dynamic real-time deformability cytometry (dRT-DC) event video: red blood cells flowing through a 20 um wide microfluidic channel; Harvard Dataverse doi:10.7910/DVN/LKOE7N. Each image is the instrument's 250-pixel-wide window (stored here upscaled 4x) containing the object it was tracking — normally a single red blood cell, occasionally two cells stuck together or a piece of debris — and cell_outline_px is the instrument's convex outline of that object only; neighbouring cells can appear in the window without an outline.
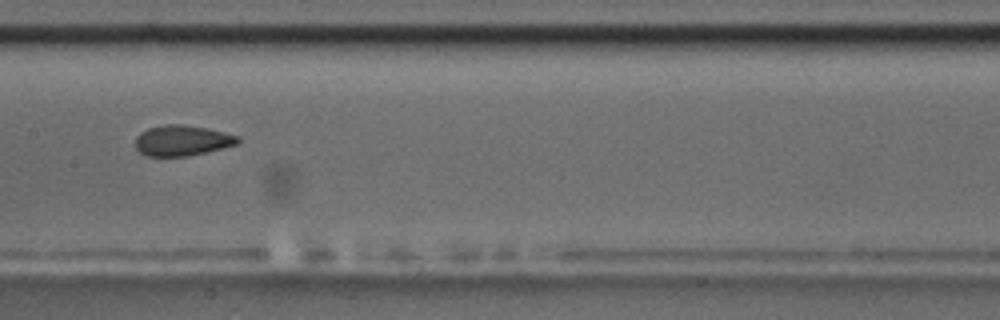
{"species": "common noctule bat (a hibernating species)", "species_latin": "Nyctalus noctula", "temperature_condition": "room temperature", "stored_images_in_passage": 11, "camera_frame_rate_fps": 3000, "um_per_image_px": 0.085, "animal": {"sex": "male", "body_mass_g": 17.5, "forearm_length_mm": 52.3}, "frame": {"image": 1, "passage_image": 4, "time_ms": 3.667, "image_size_px": [1000, 320], "cell_outline_px": [[240, 140], [236, 144], [188, 156], [144, 156], [136, 148], [136, 136], [140, 132], [148, 128], [164, 124], [180, 124], [208, 128], [240, 136]], "centroid_in_image_um": [15.45, 11.93], "position_along_channel_um": 191.9, "area_um2": 18.21}}